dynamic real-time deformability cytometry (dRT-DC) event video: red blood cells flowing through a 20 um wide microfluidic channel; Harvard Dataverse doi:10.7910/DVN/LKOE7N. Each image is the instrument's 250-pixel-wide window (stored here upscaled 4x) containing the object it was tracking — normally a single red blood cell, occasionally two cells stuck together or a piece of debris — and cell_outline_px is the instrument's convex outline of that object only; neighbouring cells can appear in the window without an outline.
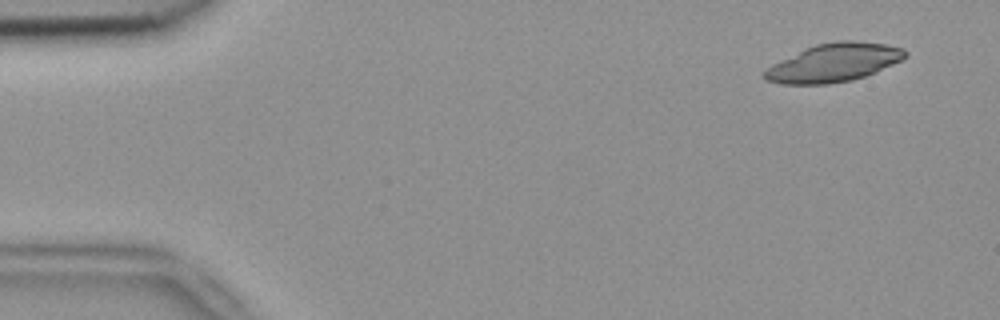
{"species": "common noctule bat (a hibernating species)", "species_latin": "Nyctalus noctula", "temperature_condition": "room temperature", "stored_images_in_passage": 5, "camera_frame_rate_fps": 3000, "um_per_image_px": 0.085, "animal": {"sex": "female", "body_mass_g": 18.4}, "frame": {"image": 1, "passage_image": 1, "time_ms": 0.0, "image_size_px": [1000, 320], "cell_outline_px": [[908, 56], [876, 72], [852, 80], [828, 84], [780, 84], [764, 80], [760, 76], [772, 64], [804, 48], [816, 44], [836, 40], [856, 40], [884, 44], [904, 48], [908, 52]], "centroid_in_image_um": [70.85, 5.32], "position_along_channel_um": 14.1, "area_um2": 31.62}}